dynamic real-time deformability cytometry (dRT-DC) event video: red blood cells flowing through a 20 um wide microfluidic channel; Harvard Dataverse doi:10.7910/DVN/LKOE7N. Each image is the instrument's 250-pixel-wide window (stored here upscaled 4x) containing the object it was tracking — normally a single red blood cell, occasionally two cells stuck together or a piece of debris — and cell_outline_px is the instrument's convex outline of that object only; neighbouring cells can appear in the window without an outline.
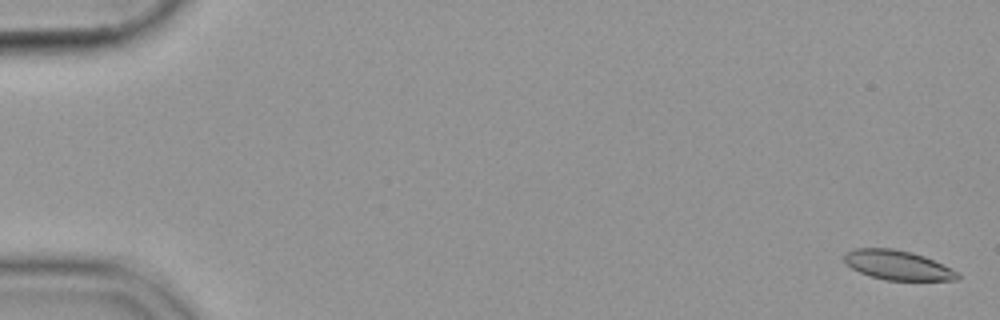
{"species": "common noctule bat (a hibernating species)", "species_latin": "Nyctalus noctula", "temperature_condition": "cold", "stored_images_in_passage": 56, "camera_frame_rate_fps": 3000, "um_per_image_px": 0.085, "animal": {"sex": "female", "body_mass_g": 19.9}, "frame": {"image": 1, "passage_image": 2, "time_ms": 0.333, "image_size_px": [1000, 320], "cell_outline_px": [[960, 276], [956, 280], [884, 280], [860, 272], [852, 268], [844, 260], [844, 256], [848, 252], [856, 248], [892, 248], [912, 252], [924, 256], [952, 268], [960, 272]], "centroid_in_image_um": [76.35, 22.54], "position_along_channel_um": 8.7, "area_um2": 19.36}}
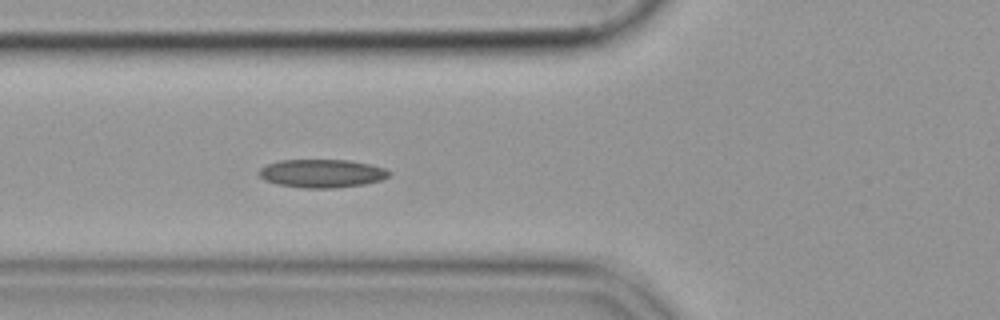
{"frame": {"image": 2, "passage_image": 22, "time_ms": 7.0, "image_size_px": [1000, 320], "cell_outline_px": [[392, 172], [388, 176], [380, 180], [364, 184], [332, 188], [304, 188], [276, 184], [264, 180], [256, 172], [260, 168], [268, 164], [280, 160], [348, 160], [368, 164], [384, 168]], "centroid_in_image_um": [27.32, 14.74], "position_along_channel_um": 98.5, "area_um2": 21.39}}
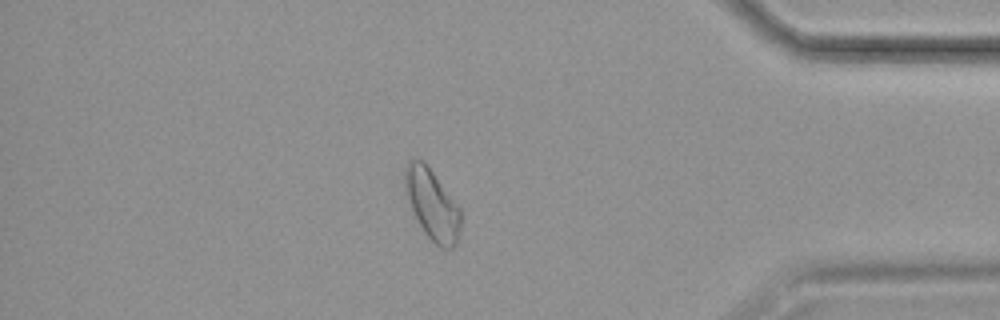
{"frame": {"image": 3, "passage_image": 49, "time_ms": 16.0, "image_size_px": [1000, 320], "cell_outline_px": [[460, 232], [456, 244], [452, 248], [440, 248], [424, 232], [404, 192], [404, 168], [408, 160], [416, 156], [432, 172], [460, 208]], "centroid_in_image_um": [36.71, 17.37], "position_along_channel_um": 398.5, "area_um2": 22.6}}